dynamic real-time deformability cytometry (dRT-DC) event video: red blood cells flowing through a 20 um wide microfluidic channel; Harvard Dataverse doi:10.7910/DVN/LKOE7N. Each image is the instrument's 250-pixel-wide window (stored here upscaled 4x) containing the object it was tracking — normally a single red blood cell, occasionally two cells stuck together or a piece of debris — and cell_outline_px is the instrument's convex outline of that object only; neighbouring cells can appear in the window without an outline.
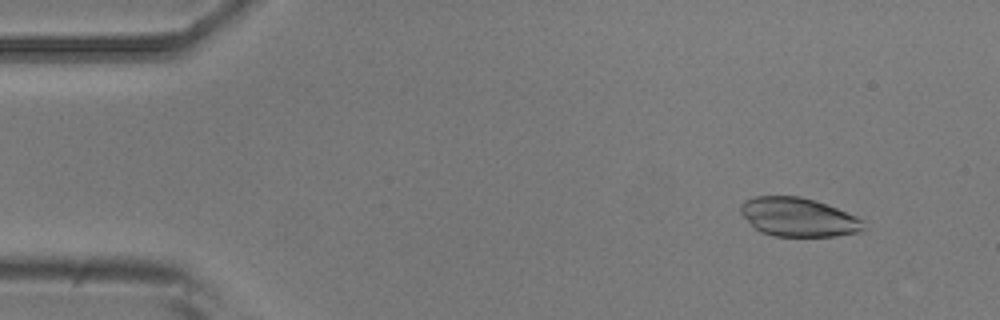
{"species": "common noctule bat (a hibernating species)", "species_latin": "Nyctalus noctula", "temperature_condition": "room temperature", "stored_images_in_passage": 51, "camera_frame_rate_fps": 3000, "um_per_image_px": 0.085, "animal": {"sex": "male", "body_mass_g": 20.5, "forearm_length_mm": 52.5}, "frame": {"image": 1, "passage_image": 2, "time_ms": 0.333, "image_size_px": [1000, 320], "cell_outline_px": [[868, 228], [860, 232], [836, 236], [772, 236], [760, 232], [740, 212], [740, 204], [744, 200], [756, 196], [800, 196], [816, 200], [856, 216], [864, 220]], "centroid_in_image_um": [67.9, 18.46], "position_along_channel_um": 17.1, "area_um2": 27.98}}
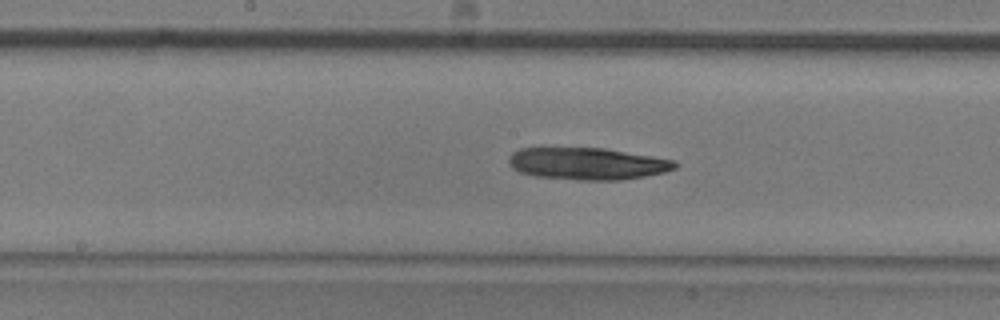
{"frame": {"image": 2, "passage_image": 24, "time_ms": 7.667, "image_size_px": [1000, 320], "cell_outline_px": [[680, 164], [676, 168], [664, 172], [644, 176], [620, 180], [576, 180], [536, 176], [520, 172], [512, 168], [508, 160], [512, 152], [520, 148], [604, 148], [676, 160]], "centroid_in_image_um": [49.95, 13.91], "position_along_channel_um": 198.3, "area_um2": 31.1}}
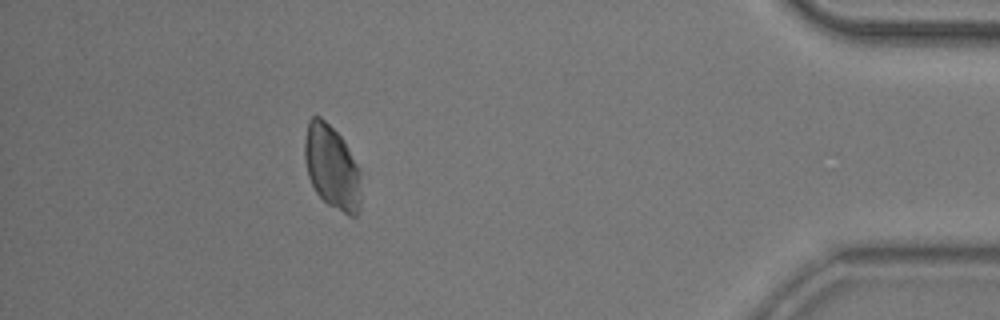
{"frame": {"image": 3, "passage_image": 45, "time_ms": 14.667, "image_size_px": [1000, 320], "cell_outline_px": [[360, 208], [356, 216], [348, 216], [328, 204], [316, 192], [308, 176], [304, 160], [304, 140], [308, 120], [312, 116], [320, 116], [340, 136], [356, 164], [360, 172]], "centroid_in_image_um": [28.19, 14.23], "position_along_channel_um": 407.0, "area_um2": 27.34}}